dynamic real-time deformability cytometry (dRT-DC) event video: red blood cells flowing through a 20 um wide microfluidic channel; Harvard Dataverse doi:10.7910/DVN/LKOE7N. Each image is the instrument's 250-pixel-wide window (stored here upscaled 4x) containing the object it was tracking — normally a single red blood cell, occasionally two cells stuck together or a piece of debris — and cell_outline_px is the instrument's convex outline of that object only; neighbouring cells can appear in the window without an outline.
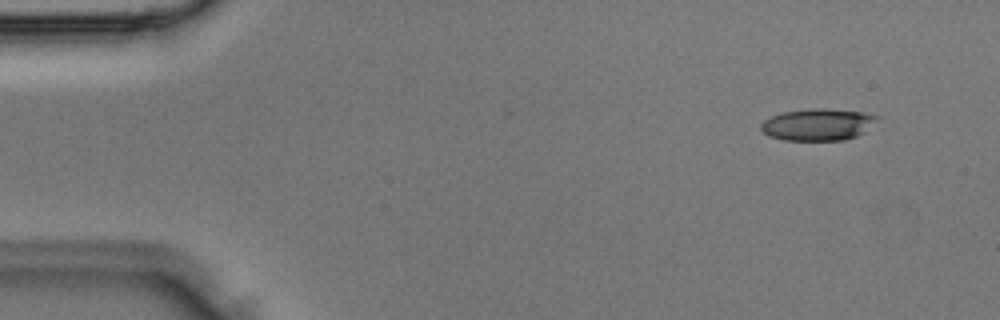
{"species": "Egyptian fruit bat (a non-hibernating species)", "species_latin": "Rousettus aegyptiacus", "temperature_condition": "room temperature", "stored_images_in_passage": 3, "camera_frame_rate_fps": 3000, "um_per_image_px": 0.085, "animal": {"sex": "male"}, "frame": {"image": 1, "passage_image": 1, "time_ms": 0.0, "image_size_px": [1000, 320], "cell_outline_px": [[880, 116], [864, 132], [856, 136], [844, 140], [784, 140], [768, 136], [760, 128], [760, 124], [764, 120], [772, 116], [784, 112], [812, 108], [820, 108], [864, 112]], "centroid_in_image_um": [69.5, 10.59], "position_along_channel_um": 15.5, "area_um2": 21.44}}